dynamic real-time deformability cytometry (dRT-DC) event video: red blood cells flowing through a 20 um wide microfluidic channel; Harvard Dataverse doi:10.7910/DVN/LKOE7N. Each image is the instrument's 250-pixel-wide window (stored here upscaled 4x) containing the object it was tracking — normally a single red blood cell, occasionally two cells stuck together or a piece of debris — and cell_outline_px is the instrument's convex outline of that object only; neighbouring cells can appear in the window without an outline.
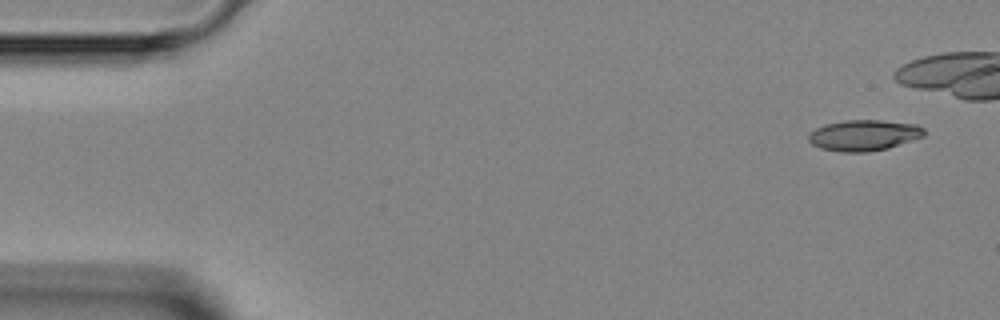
{"species": "Egyptian fruit bat (a non-hibernating species)", "species_latin": "Rousettus aegyptiacus", "temperature_condition": "room temperature", "stored_images_in_passage": 6, "camera_frame_rate_fps": 3000, "um_per_image_px": 0.085, "animal": {"sex": "female"}, "frame": {"image": 1, "passage_image": 1, "time_ms": 0.0, "image_size_px": [1000, 320], "cell_outline_px": [[924, 136], [888, 148], [868, 152], [840, 152], [820, 148], [812, 144], [808, 140], [808, 136], [816, 128], [828, 124], [844, 120], [880, 120], [916, 124], [924, 128]], "centroid_in_image_um": [73.43, 11.5], "position_along_channel_um": 11.6, "area_um2": 20.69}}
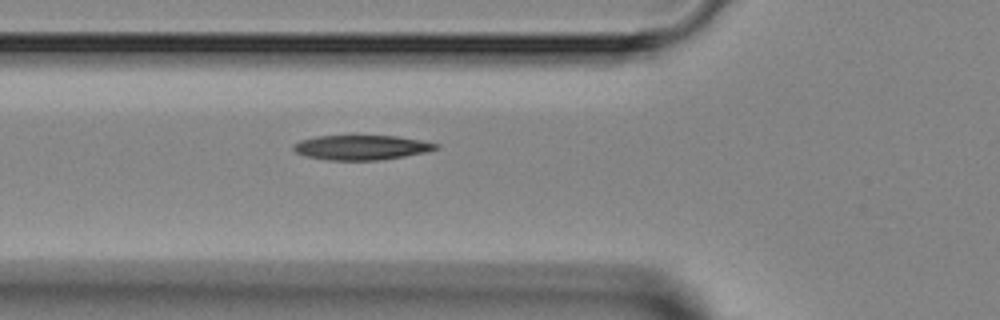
{"frame": {"image": 2, "passage_image": 6, "time_ms": 7.667, "image_size_px": [1000, 320], "cell_outline_px": [[440, 148], [424, 152], [404, 156], [380, 160], [328, 160], [304, 156], [296, 152], [292, 148], [292, 144], [300, 140], [316, 136], [396, 136], [420, 140], [440, 144]], "centroid_in_image_um": [30.69, 12.53], "position_along_channel_um": 95.1, "area_um2": 20.52}}